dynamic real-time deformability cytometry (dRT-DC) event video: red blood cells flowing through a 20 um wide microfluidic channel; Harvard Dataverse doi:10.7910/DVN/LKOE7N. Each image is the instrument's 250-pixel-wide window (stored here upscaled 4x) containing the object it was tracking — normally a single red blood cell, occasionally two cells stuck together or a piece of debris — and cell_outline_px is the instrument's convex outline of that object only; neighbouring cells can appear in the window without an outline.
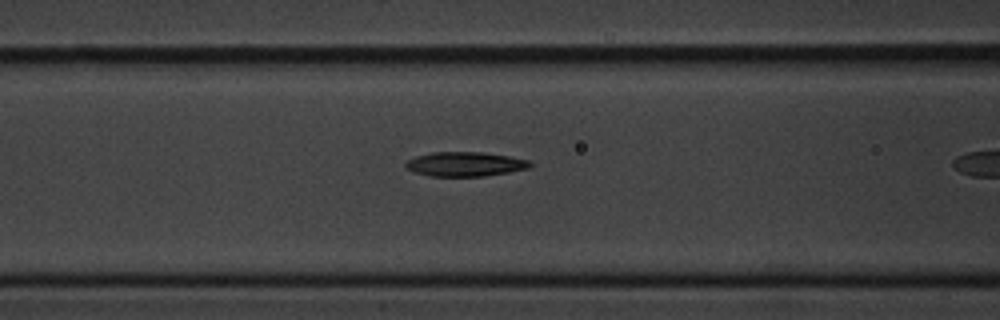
{"species": "common noctule bat (a hibernating species)", "species_latin": "Nyctalus noctula", "temperature_condition": "cold", "stored_images_in_passage": 5, "camera_frame_rate_fps": 3000, "um_per_image_px": 0.085, "animal": {"sex": "male", "body_mass_g": 20.1, "forearm_length_mm": 53.5}, "frame": {"image": 1, "passage_image": 4, "time_ms": 1.0, "image_size_px": [1000, 320], "cell_outline_px": [[532, 164], [528, 168], [508, 172], [484, 176], [428, 176], [404, 168], [404, 164], [408, 160], [416, 156], [432, 152], [480, 152], [508, 156], [528, 160]], "centroid_in_image_um": [39.49, 13.95], "position_along_channel_um": 127.1, "area_um2": 17.57}}